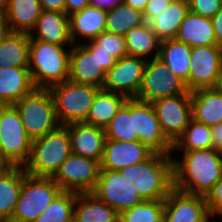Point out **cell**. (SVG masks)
I'll return each instance as SVG.
<instances>
[{
    "mask_svg": "<svg viewBox=\"0 0 222 222\" xmlns=\"http://www.w3.org/2000/svg\"><path fill=\"white\" fill-rule=\"evenodd\" d=\"M183 153L182 160L173 157V188L205 197L222 177V154L213 148Z\"/></svg>",
    "mask_w": 222,
    "mask_h": 222,
    "instance_id": "1",
    "label": "cell"
},
{
    "mask_svg": "<svg viewBox=\"0 0 222 222\" xmlns=\"http://www.w3.org/2000/svg\"><path fill=\"white\" fill-rule=\"evenodd\" d=\"M143 200H165L173 189V158L152 154L145 161L119 170Z\"/></svg>",
    "mask_w": 222,
    "mask_h": 222,
    "instance_id": "2",
    "label": "cell"
},
{
    "mask_svg": "<svg viewBox=\"0 0 222 222\" xmlns=\"http://www.w3.org/2000/svg\"><path fill=\"white\" fill-rule=\"evenodd\" d=\"M71 47L30 39L28 68L36 88L49 89L68 80Z\"/></svg>",
    "mask_w": 222,
    "mask_h": 222,
    "instance_id": "3",
    "label": "cell"
},
{
    "mask_svg": "<svg viewBox=\"0 0 222 222\" xmlns=\"http://www.w3.org/2000/svg\"><path fill=\"white\" fill-rule=\"evenodd\" d=\"M72 153L68 127L60 125L45 136L32 140L31 153L23 166L34 177H52Z\"/></svg>",
    "mask_w": 222,
    "mask_h": 222,
    "instance_id": "4",
    "label": "cell"
},
{
    "mask_svg": "<svg viewBox=\"0 0 222 222\" xmlns=\"http://www.w3.org/2000/svg\"><path fill=\"white\" fill-rule=\"evenodd\" d=\"M13 106L31 140L43 137L60 126L49 89L35 88Z\"/></svg>",
    "mask_w": 222,
    "mask_h": 222,
    "instance_id": "5",
    "label": "cell"
},
{
    "mask_svg": "<svg viewBox=\"0 0 222 222\" xmlns=\"http://www.w3.org/2000/svg\"><path fill=\"white\" fill-rule=\"evenodd\" d=\"M101 88L66 80L49 88L60 125L85 122Z\"/></svg>",
    "mask_w": 222,
    "mask_h": 222,
    "instance_id": "6",
    "label": "cell"
},
{
    "mask_svg": "<svg viewBox=\"0 0 222 222\" xmlns=\"http://www.w3.org/2000/svg\"><path fill=\"white\" fill-rule=\"evenodd\" d=\"M63 190L51 177H34L24 170V180L15 211L16 222H33Z\"/></svg>",
    "mask_w": 222,
    "mask_h": 222,
    "instance_id": "7",
    "label": "cell"
},
{
    "mask_svg": "<svg viewBox=\"0 0 222 222\" xmlns=\"http://www.w3.org/2000/svg\"><path fill=\"white\" fill-rule=\"evenodd\" d=\"M32 140L13 105L0 106V154L10 166L23 167L31 153Z\"/></svg>",
    "mask_w": 222,
    "mask_h": 222,
    "instance_id": "8",
    "label": "cell"
},
{
    "mask_svg": "<svg viewBox=\"0 0 222 222\" xmlns=\"http://www.w3.org/2000/svg\"><path fill=\"white\" fill-rule=\"evenodd\" d=\"M191 94L185 82L175 75L158 57L146 62L138 100L152 103L168 96Z\"/></svg>",
    "mask_w": 222,
    "mask_h": 222,
    "instance_id": "9",
    "label": "cell"
},
{
    "mask_svg": "<svg viewBox=\"0 0 222 222\" xmlns=\"http://www.w3.org/2000/svg\"><path fill=\"white\" fill-rule=\"evenodd\" d=\"M100 172V161L71 153L51 178L63 191L89 193L96 187Z\"/></svg>",
    "mask_w": 222,
    "mask_h": 222,
    "instance_id": "10",
    "label": "cell"
},
{
    "mask_svg": "<svg viewBox=\"0 0 222 222\" xmlns=\"http://www.w3.org/2000/svg\"><path fill=\"white\" fill-rule=\"evenodd\" d=\"M191 66L185 85L189 92L222 86V47L198 46L191 49Z\"/></svg>",
    "mask_w": 222,
    "mask_h": 222,
    "instance_id": "11",
    "label": "cell"
},
{
    "mask_svg": "<svg viewBox=\"0 0 222 222\" xmlns=\"http://www.w3.org/2000/svg\"><path fill=\"white\" fill-rule=\"evenodd\" d=\"M151 104L165 137L174 144L192 118L191 94L168 96Z\"/></svg>",
    "mask_w": 222,
    "mask_h": 222,
    "instance_id": "12",
    "label": "cell"
},
{
    "mask_svg": "<svg viewBox=\"0 0 222 222\" xmlns=\"http://www.w3.org/2000/svg\"><path fill=\"white\" fill-rule=\"evenodd\" d=\"M91 193L119 214L144 201L120 172L113 170H101L96 187Z\"/></svg>",
    "mask_w": 222,
    "mask_h": 222,
    "instance_id": "13",
    "label": "cell"
},
{
    "mask_svg": "<svg viewBox=\"0 0 222 222\" xmlns=\"http://www.w3.org/2000/svg\"><path fill=\"white\" fill-rule=\"evenodd\" d=\"M134 124L139 141L149 151L171 155L173 144L165 137L151 103L134 98Z\"/></svg>",
    "mask_w": 222,
    "mask_h": 222,
    "instance_id": "14",
    "label": "cell"
},
{
    "mask_svg": "<svg viewBox=\"0 0 222 222\" xmlns=\"http://www.w3.org/2000/svg\"><path fill=\"white\" fill-rule=\"evenodd\" d=\"M147 60L134 56H124L106 73L103 90L135 98L141 87Z\"/></svg>",
    "mask_w": 222,
    "mask_h": 222,
    "instance_id": "15",
    "label": "cell"
},
{
    "mask_svg": "<svg viewBox=\"0 0 222 222\" xmlns=\"http://www.w3.org/2000/svg\"><path fill=\"white\" fill-rule=\"evenodd\" d=\"M205 197L173 188L164 200L163 222H209Z\"/></svg>",
    "mask_w": 222,
    "mask_h": 222,
    "instance_id": "16",
    "label": "cell"
},
{
    "mask_svg": "<svg viewBox=\"0 0 222 222\" xmlns=\"http://www.w3.org/2000/svg\"><path fill=\"white\" fill-rule=\"evenodd\" d=\"M105 78L106 72L99 65L96 53H92L84 43L73 44L70 51L68 80L102 89Z\"/></svg>",
    "mask_w": 222,
    "mask_h": 222,
    "instance_id": "17",
    "label": "cell"
},
{
    "mask_svg": "<svg viewBox=\"0 0 222 222\" xmlns=\"http://www.w3.org/2000/svg\"><path fill=\"white\" fill-rule=\"evenodd\" d=\"M153 153L149 151L139 140L122 142L117 140H105L101 170L119 171L133 164L145 161Z\"/></svg>",
    "mask_w": 222,
    "mask_h": 222,
    "instance_id": "18",
    "label": "cell"
},
{
    "mask_svg": "<svg viewBox=\"0 0 222 222\" xmlns=\"http://www.w3.org/2000/svg\"><path fill=\"white\" fill-rule=\"evenodd\" d=\"M66 126L72 153L101 162L106 140L104 129L84 122Z\"/></svg>",
    "mask_w": 222,
    "mask_h": 222,
    "instance_id": "19",
    "label": "cell"
},
{
    "mask_svg": "<svg viewBox=\"0 0 222 222\" xmlns=\"http://www.w3.org/2000/svg\"><path fill=\"white\" fill-rule=\"evenodd\" d=\"M29 37L56 45H73L70 36L69 16L58 11L42 10Z\"/></svg>",
    "mask_w": 222,
    "mask_h": 222,
    "instance_id": "20",
    "label": "cell"
},
{
    "mask_svg": "<svg viewBox=\"0 0 222 222\" xmlns=\"http://www.w3.org/2000/svg\"><path fill=\"white\" fill-rule=\"evenodd\" d=\"M192 119L207 126L222 122V86L191 92Z\"/></svg>",
    "mask_w": 222,
    "mask_h": 222,
    "instance_id": "21",
    "label": "cell"
},
{
    "mask_svg": "<svg viewBox=\"0 0 222 222\" xmlns=\"http://www.w3.org/2000/svg\"><path fill=\"white\" fill-rule=\"evenodd\" d=\"M35 88L28 67L0 68V106L14 105Z\"/></svg>",
    "mask_w": 222,
    "mask_h": 222,
    "instance_id": "22",
    "label": "cell"
},
{
    "mask_svg": "<svg viewBox=\"0 0 222 222\" xmlns=\"http://www.w3.org/2000/svg\"><path fill=\"white\" fill-rule=\"evenodd\" d=\"M106 15V10L92 6L70 15L69 27L73 44H77L79 37L90 41L105 32Z\"/></svg>",
    "mask_w": 222,
    "mask_h": 222,
    "instance_id": "23",
    "label": "cell"
},
{
    "mask_svg": "<svg viewBox=\"0 0 222 222\" xmlns=\"http://www.w3.org/2000/svg\"><path fill=\"white\" fill-rule=\"evenodd\" d=\"M41 11L39 0H9L3 22L7 31L30 34Z\"/></svg>",
    "mask_w": 222,
    "mask_h": 222,
    "instance_id": "24",
    "label": "cell"
},
{
    "mask_svg": "<svg viewBox=\"0 0 222 222\" xmlns=\"http://www.w3.org/2000/svg\"><path fill=\"white\" fill-rule=\"evenodd\" d=\"M175 39L191 48L217 45L212 20L192 12L184 18Z\"/></svg>",
    "mask_w": 222,
    "mask_h": 222,
    "instance_id": "25",
    "label": "cell"
},
{
    "mask_svg": "<svg viewBox=\"0 0 222 222\" xmlns=\"http://www.w3.org/2000/svg\"><path fill=\"white\" fill-rule=\"evenodd\" d=\"M120 214L94 194L77 193L74 204L75 222H119Z\"/></svg>",
    "mask_w": 222,
    "mask_h": 222,
    "instance_id": "26",
    "label": "cell"
},
{
    "mask_svg": "<svg viewBox=\"0 0 222 222\" xmlns=\"http://www.w3.org/2000/svg\"><path fill=\"white\" fill-rule=\"evenodd\" d=\"M29 46V34L6 31L0 40V68L29 67Z\"/></svg>",
    "mask_w": 222,
    "mask_h": 222,
    "instance_id": "27",
    "label": "cell"
},
{
    "mask_svg": "<svg viewBox=\"0 0 222 222\" xmlns=\"http://www.w3.org/2000/svg\"><path fill=\"white\" fill-rule=\"evenodd\" d=\"M125 41L128 56L149 60V55L151 59L159 55L161 40L147 22L130 29L125 35Z\"/></svg>",
    "mask_w": 222,
    "mask_h": 222,
    "instance_id": "28",
    "label": "cell"
},
{
    "mask_svg": "<svg viewBox=\"0 0 222 222\" xmlns=\"http://www.w3.org/2000/svg\"><path fill=\"white\" fill-rule=\"evenodd\" d=\"M127 99L122 94L100 89L84 123L105 129Z\"/></svg>",
    "mask_w": 222,
    "mask_h": 222,
    "instance_id": "29",
    "label": "cell"
},
{
    "mask_svg": "<svg viewBox=\"0 0 222 222\" xmlns=\"http://www.w3.org/2000/svg\"><path fill=\"white\" fill-rule=\"evenodd\" d=\"M24 180V168L10 166L0 175V219H11Z\"/></svg>",
    "mask_w": 222,
    "mask_h": 222,
    "instance_id": "30",
    "label": "cell"
},
{
    "mask_svg": "<svg viewBox=\"0 0 222 222\" xmlns=\"http://www.w3.org/2000/svg\"><path fill=\"white\" fill-rule=\"evenodd\" d=\"M191 49L189 45L176 39L162 40L158 58L167 65L169 70L186 82L190 73Z\"/></svg>",
    "mask_w": 222,
    "mask_h": 222,
    "instance_id": "31",
    "label": "cell"
},
{
    "mask_svg": "<svg viewBox=\"0 0 222 222\" xmlns=\"http://www.w3.org/2000/svg\"><path fill=\"white\" fill-rule=\"evenodd\" d=\"M189 12L190 9L187 1L172 0L162 15L153 19L149 24L161 41L175 39L180 25Z\"/></svg>",
    "mask_w": 222,
    "mask_h": 222,
    "instance_id": "32",
    "label": "cell"
},
{
    "mask_svg": "<svg viewBox=\"0 0 222 222\" xmlns=\"http://www.w3.org/2000/svg\"><path fill=\"white\" fill-rule=\"evenodd\" d=\"M106 139L122 142L138 141L134 124V98H128L104 129Z\"/></svg>",
    "mask_w": 222,
    "mask_h": 222,
    "instance_id": "33",
    "label": "cell"
},
{
    "mask_svg": "<svg viewBox=\"0 0 222 222\" xmlns=\"http://www.w3.org/2000/svg\"><path fill=\"white\" fill-rule=\"evenodd\" d=\"M143 23H145L143 12L122 2L107 11L105 31L125 36L130 29Z\"/></svg>",
    "mask_w": 222,
    "mask_h": 222,
    "instance_id": "34",
    "label": "cell"
},
{
    "mask_svg": "<svg viewBox=\"0 0 222 222\" xmlns=\"http://www.w3.org/2000/svg\"><path fill=\"white\" fill-rule=\"evenodd\" d=\"M210 148H212L211 127L191 118L183 134L173 144L172 152L174 150L192 151Z\"/></svg>",
    "mask_w": 222,
    "mask_h": 222,
    "instance_id": "35",
    "label": "cell"
},
{
    "mask_svg": "<svg viewBox=\"0 0 222 222\" xmlns=\"http://www.w3.org/2000/svg\"><path fill=\"white\" fill-rule=\"evenodd\" d=\"M76 195L73 191H62L33 222L73 221Z\"/></svg>",
    "mask_w": 222,
    "mask_h": 222,
    "instance_id": "36",
    "label": "cell"
},
{
    "mask_svg": "<svg viewBox=\"0 0 222 222\" xmlns=\"http://www.w3.org/2000/svg\"><path fill=\"white\" fill-rule=\"evenodd\" d=\"M164 200H144L120 213L119 222H163Z\"/></svg>",
    "mask_w": 222,
    "mask_h": 222,
    "instance_id": "37",
    "label": "cell"
},
{
    "mask_svg": "<svg viewBox=\"0 0 222 222\" xmlns=\"http://www.w3.org/2000/svg\"><path fill=\"white\" fill-rule=\"evenodd\" d=\"M92 41L98 45V50L110 53L117 60L127 56L125 36L105 31Z\"/></svg>",
    "mask_w": 222,
    "mask_h": 222,
    "instance_id": "38",
    "label": "cell"
},
{
    "mask_svg": "<svg viewBox=\"0 0 222 222\" xmlns=\"http://www.w3.org/2000/svg\"><path fill=\"white\" fill-rule=\"evenodd\" d=\"M205 202L210 218L213 219L217 215L222 217V177L205 196Z\"/></svg>",
    "mask_w": 222,
    "mask_h": 222,
    "instance_id": "39",
    "label": "cell"
},
{
    "mask_svg": "<svg viewBox=\"0 0 222 222\" xmlns=\"http://www.w3.org/2000/svg\"><path fill=\"white\" fill-rule=\"evenodd\" d=\"M188 4L190 12L210 19L222 9L220 0H189Z\"/></svg>",
    "mask_w": 222,
    "mask_h": 222,
    "instance_id": "40",
    "label": "cell"
},
{
    "mask_svg": "<svg viewBox=\"0 0 222 222\" xmlns=\"http://www.w3.org/2000/svg\"><path fill=\"white\" fill-rule=\"evenodd\" d=\"M172 0H148L143 12L145 22L150 23L168 8Z\"/></svg>",
    "mask_w": 222,
    "mask_h": 222,
    "instance_id": "41",
    "label": "cell"
},
{
    "mask_svg": "<svg viewBox=\"0 0 222 222\" xmlns=\"http://www.w3.org/2000/svg\"><path fill=\"white\" fill-rule=\"evenodd\" d=\"M87 42L88 43H85L84 45L92 53H96L99 65H101V68L107 73L110 68L116 63L117 59L104 50H98V45H96L92 40Z\"/></svg>",
    "mask_w": 222,
    "mask_h": 222,
    "instance_id": "42",
    "label": "cell"
},
{
    "mask_svg": "<svg viewBox=\"0 0 222 222\" xmlns=\"http://www.w3.org/2000/svg\"><path fill=\"white\" fill-rule=\"evenodd\" d=\"M41 9L44 11H58L65 13L66 0H39Z\"/></svg>",
    "mask_w": 222,
    "mask_h": 222,
    "instance_id": "43",
    "label": "cell"
},
{
    "mask_svg": "<svg viewBox=\"0 0 222 222\" xmlns=\"http://www.w3.org/2000/svg\"><path fill=\"white\" fill-rule=\"evenodd\" d=\"M87 6H90L89 0H66L65 13L70 16L76 12L82 11Z\"/></svg>",
    "mask_w": 222,
    "mask_h": 222,
    "instance_id": "44",
    "label": "cell"
},
{
    "mask_svg": "<svg viewBox=\"0 0 222 222\" xmlns=\"http://www.w3.org/2000/svg\"><path fill=\"white\" fill-rule=\"evenodd\" d=\"M211 20L217 45L222 47V9L219 10Z\"/></svg>",
    "mask_w": 222,
    "mask_h": 222,
    "instance_id": "45",
    "label": "cell"
},
{
    "mask_svg": "<svg viewBox=\"0 0 222 222\" xmlns=\"http://www.w3.org/2000/svg\"><path fill=\"white\" fill-rule=\"evenodd\" d=\"M212 131V148L222 151V122L211 127Z\"/></svg>",
    "mask_w": 222,
    "mask_h": 222,
    "instance_id": "46",
    "label": "cell"
},
{
    "mask_svg": "<svg viewBox=\"0 0 222 222\" xmlns=\"http://www.w3.org/2000/svg\"><path fill=\"white\" fill-rule=\"evenodd\" d=\"M123 0H89V4L92 7H97L103 10H111L121 4Z\"/></svg>",
    "mask_w": 222,
    "mask_h": 222,
    "instance_id": "47",
    "label": "cell"
},
{
    "mask_svg": "<svg viewBox=\"0 0 222 222\" xmlns=\"http://www.w3.org/2000/svg\"><path fill=\"white\" fill-rule=\"evenodd\" d=\"M126 5L131 6L132 8L144 12L148 0H123Z\"/></svg>",
    "mask_w": 222,
    "mask_h": 222,
    "instance_id": "48",
    "label": "cell"
},
{
    "mask_svg": "<svg viewBox=\"0 0 222 222\" xmlns=\"http://www.w3.org/2000/svg\"><path fill=\"white\" fill-rule=\"evenodd\" d=\"M9 0H0V21H3L5 18V13L8 7Z\"/></svg>",
    "mask_w": 222,
    "mask_h": 222,
    "instance_id": "49",
    "label": "cell"
},
{
    "mask_svg": "<svg viewBox=\"0 0 222 222\" xmlns=\"http://www.w3.org/2000/svg\"><path fill=\"white\" fill-rule=\"evenodd\" d=\"M9 167L10 165L3 159L2 155L0 154V175Z\"/></svg>",
    "mask_w": 222,
    "mask_h": 222,
    "instance_id": "50",
    "label": "cell"
},
{
    "mask_svg": "<svg viewBox=\"0 0 222 222\" xmlns=\"http://www.w3.org/2000/svg\"><path fill=\"white\" fill-rule=\"evenodd\" d=\"M7 28L5 26V23L3 21H0V40L3 37V35L6 33Z\"/></svg>",
    "mask_w": 222,
    "mask_h": 222,
    "instance_id": "51",
    "label": "cell"
},
{
    "mask_svg": "<svg viewBox=\"0 0 222 222\" xmlns=\"http://www.w3.org/2000/svg\"><path fill=\"white\" fill-rule=\"evenodd\" d=\"M0 222H11V219H0Z\"/></svg>",
    "mask_w": 222,
    "mask_h": 222,
    "instance_id": "52",
    "label": "cell"
}]
</instances>
